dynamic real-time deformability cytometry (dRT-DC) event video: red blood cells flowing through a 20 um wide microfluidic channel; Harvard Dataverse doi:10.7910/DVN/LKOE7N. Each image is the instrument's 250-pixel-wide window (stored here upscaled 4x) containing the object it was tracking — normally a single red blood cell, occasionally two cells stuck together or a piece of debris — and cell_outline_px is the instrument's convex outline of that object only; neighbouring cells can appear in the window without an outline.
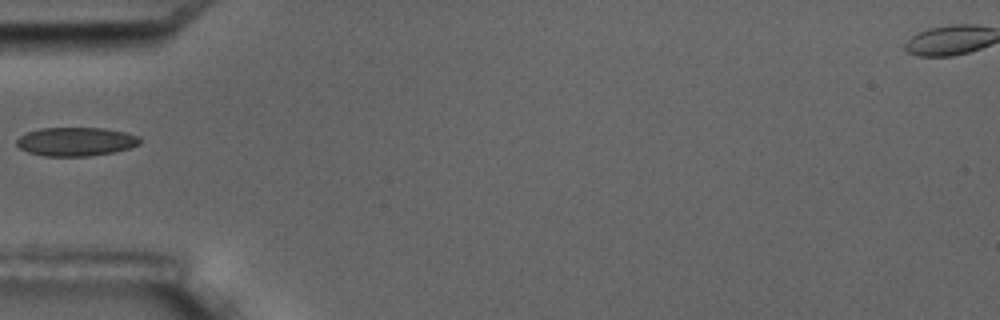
{"species": "common noctule bat (a hibernating species)", "species_latin": "Nyctalus noctula", "temperature_condition": "room temperature", "stored_images_in_passage": 9, "camera_frame_rate_fps": 3000, "um_per_image_px": 0.085, "animal": {"sex": "male", "body_mass_g": 17.5, "forearm_length_mm": 52.3}, "frame": {"image": 1, "passage_image": 6, "time_ms": 6.0, "image_size_px": [1000, 320], "cell_outline_px": [[140, 144], [128, 148], [112, 152], [88, 156], [44, 156], [28, 152], [20, 148], [16, 144], [16, 140], [20, 136], [28, 132], [40, 128], [104, 128], [124, 132], [140, 136]], "centroid_in_image_um": [6.44, 12.03], "position_along_channel_um": 78.6, "area_um2": 20.52}}
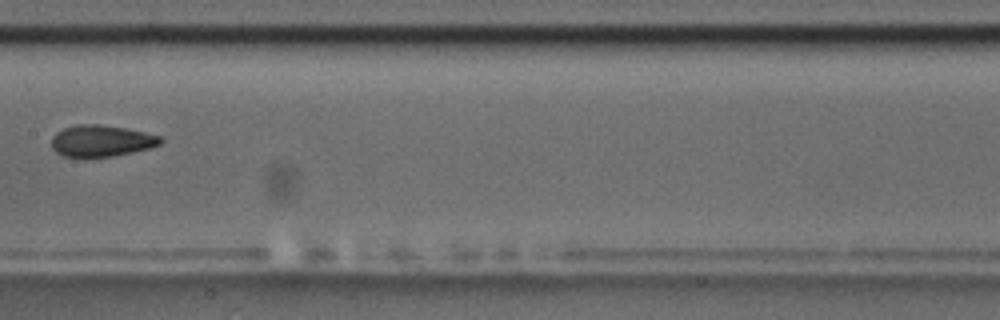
{"frame": {"image": 2, "passage_image": 9, "time_ms": 9.333, "image_size_px": [1000, 320], "cell_outline_px": [[164, 140], [160, 144], [148, 148], [132, 152], [112, 156], [84, 160], [64, 156], [56, 152], [52, 148], [52, 136], [56, 132], [64, 128], [76, 124], [100, 124], [124, 128], [144, 132], [160, 136]], "centroid_in_image_um": [8.56, 12.0], "position_along_channel_um": 198.8, "area_um2": 20.46}}